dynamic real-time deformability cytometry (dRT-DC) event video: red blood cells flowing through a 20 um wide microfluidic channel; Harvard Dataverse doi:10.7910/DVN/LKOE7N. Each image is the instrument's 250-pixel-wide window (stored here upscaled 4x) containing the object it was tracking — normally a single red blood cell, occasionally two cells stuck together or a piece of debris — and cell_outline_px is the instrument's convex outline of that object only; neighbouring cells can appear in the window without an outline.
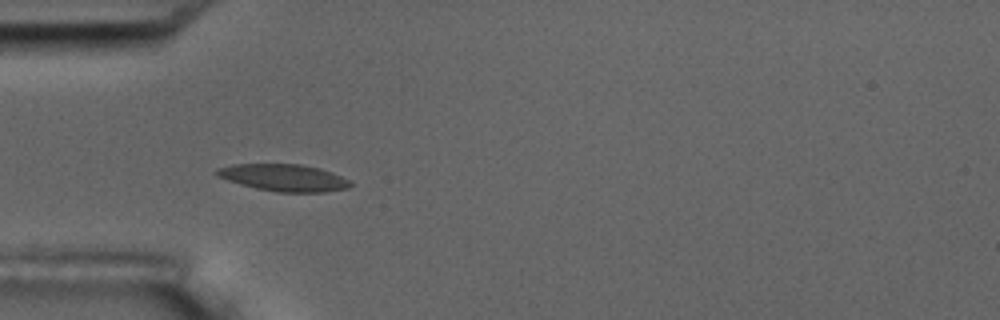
{"species": "common noctule bat (a hibernating species)", "species_latin": "Nyctalus noctula", "temperature_condition": "room temperature", "stored_images_in_passage": 2, "camera_frame_rate_fps": 3000, "um_per_image_px": 0.085, "animal": {"sex": "male", "body_mass_g": 17.5, "forearm_length_mm": 52.3}, "frame": {"image": 1, "passage_image": 2, "time_ms": 1.333, "image_size_px": [1000, 320], "cell_outline_px": [[352, 184], [348, 188], [324, 192], [276, 192], [256, 188], [240, 184], [216, 176], [212, 172], [216, 168], [232, 164], [300, 164], [320, 168], [332, 172], [348, 180]], "centroid_in_image_um": [24.07, 15.09], "position_along_channel_um": 60.9, "area_um2": 21.1}}